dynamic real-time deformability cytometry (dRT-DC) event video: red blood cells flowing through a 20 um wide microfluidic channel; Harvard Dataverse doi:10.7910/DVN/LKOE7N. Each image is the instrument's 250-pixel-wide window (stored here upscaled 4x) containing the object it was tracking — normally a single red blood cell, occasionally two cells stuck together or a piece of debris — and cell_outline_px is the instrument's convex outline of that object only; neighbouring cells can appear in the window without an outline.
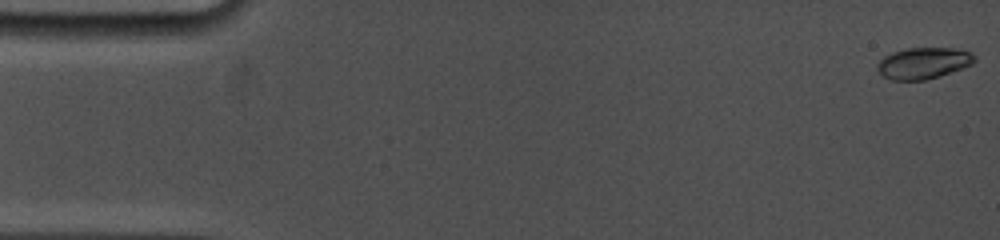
{"species": "common noctule bat (a hibernating species)", "species_latin": "Nyctalus noctula", "temperature_condition": "cold", "stored_images_in_passage": 45, "camera_frame_rate_fps": 5000, "um_per_image_px": 0.085, "animal": {"sex": "female", "body_mass_g": 19.0, "forearm_length_mm": 53.3}, "frame": {"image": 1, "passage_image": 1, "time_ms": 0.0, "image_size_px": [1000, 240], "cell_outline_px": [[976, 60], [972, 64], [964, 68], [940, 76], [924, 80], [888, 80], [876, 68], [876, 64], [884, 56], [892, 52], [908, 48], [952, 48], [972, 52], [976, 56]], "centroid_in_image_um": [78.5, 5.37], "position_along_channel_um": 6.5, "area_um2": 17.92}}
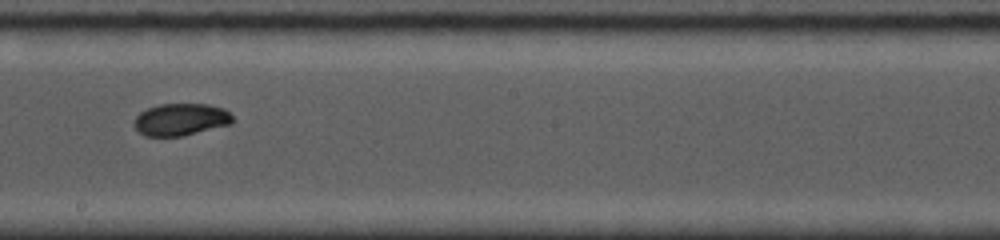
{"frame": {"image": 2, "passage_image": 26, "time_ms": 9.6, "image_size_px": [1000, 240], "cell_outline_px": [[236, 120], [232, 124], [184, 136], [144, 136], [132, 124], [136, 116], [140, 112], [156, 104], [208, 104], [224, 108]], "centroid_in_image_um": [15.38, 10.16], "position_along_channel_um": 232.8, "area_um2": 18.73}}
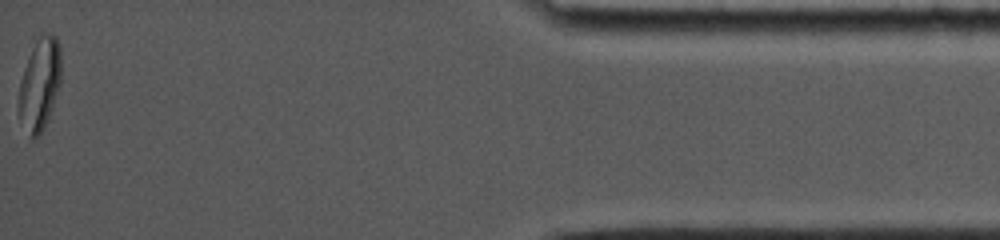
{"frame": {"image": 3, "passage_image": 45, "time_ms": 16.6, "image_size_px": [1000, 240], "cell_outline_px": [[60, 84], [48, 120], [44, 128], [36, 140], [32, 140], [28, 136], [20, 116], [20, 80], [28, 56], [32, 48], [40, 36], [52, 32], [56, 36], [60, 48]], "centroid_in_image_um": [3.39, 7.17], "position_along_channel_um": 431.8, "area_um2": 22.48}, "authors_computed_cell_mechanics": {"area_um2": 18.7272, "velocity_mm_per_s": 3.7796, "shape_relaxation_time_tau1_ms": 8.8407, "shape_relaxation_time_tau2_ms": 1.6505, "deformation_change_tau1": 0.1965, "deformation_change_tau2": 0.0197}}